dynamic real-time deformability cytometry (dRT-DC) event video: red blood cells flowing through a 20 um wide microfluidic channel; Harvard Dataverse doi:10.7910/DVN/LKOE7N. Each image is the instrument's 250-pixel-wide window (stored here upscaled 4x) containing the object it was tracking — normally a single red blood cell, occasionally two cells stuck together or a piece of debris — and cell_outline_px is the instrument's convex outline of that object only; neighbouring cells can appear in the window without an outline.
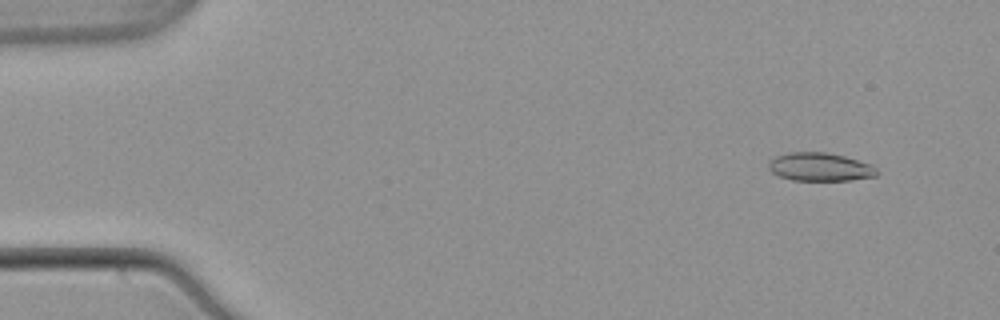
{"species": "common noctule bat (a hibernating species)", "species_latin": "Nyctalus noctula", "temperature_condition": "warm", "stored_images_in_passage": 54, "camera_frame_rate_fps": 3000, "um_per_image_px": 0.085, "animal": {"sex": "male", "body_mass_g": 21.5, "forearm_length_mm": 52.0}, "frame": {"image": 1, "passage_image": 5, "time_ms": 1.333, "image_size_px": [1000, 320], "cell_outline_px": [[880, 172], [876, 176], [852, 180], [792, 180], [780, 176], [772, 172], [768, 168], [768, 160], [772, 156], [788, 152], [824, 152], [844, 156], [872, 164]], "centroid_in_image_um": [69.68, 14.18], "position_along_channel_um": 15.3, "area_um2": 18.09}}
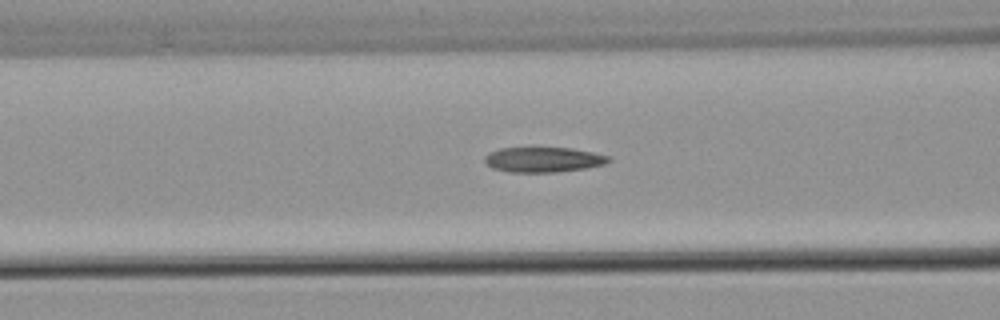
{"frame": {"image": 2, "passage_image": 22, "time_ms": 7.0, "image_size_px": [1000, 320], "cell_outline_px": [[612, 160], [604, 164], [588, 168], [556, 172], [508, 172], [492, 168], [484, 160], [484, 156], [488, 152], [500, 148], [532, 144], [572, 148], [592, 152], [608, 156]], "centroid_in_image_um": [46.13, 13.51], "position_along_channel_um": 120.5, "area_um2": 19.19}}
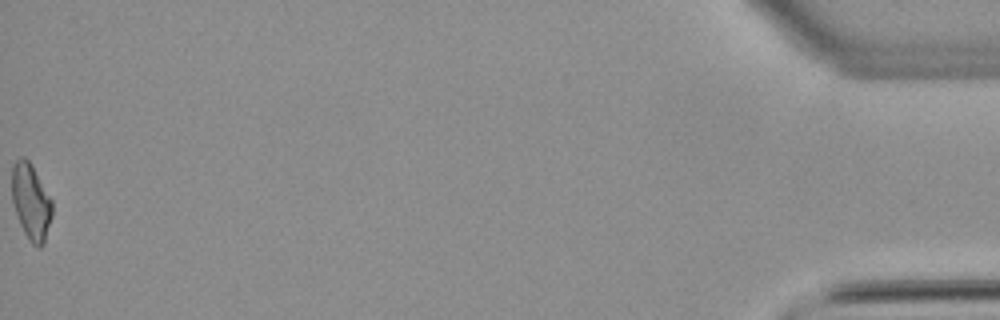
{"frame": {"image": 3, "passage_image": 54, "time_ms": 17.667, "image_size_px": [1000, 320], "cell_outline_px": [[52, 216], [44, 244], [40, 248], [36, 248], [32, 244], [24, 232], [20, 224], [12, 200], [12, 164], [20, 156], [24, 156], [32, 164], [52, 200]], "centroid_in_image_um": [2.64, 17.14], "position_along_channel_um": 432.6, "area_um2": 17.98}, "authors_computed_cell_mechanics": {"area_um2": 18.2937, "velocity_mm_per_s": 3.8974, "shape_relaxation_time_tau1_ms": 11.2505, "shape_relaxation_time_tau2_ms": 2.8512, "deformation_change_tau1": 0.2814, "deformation_change_tau2": 0.1036}}